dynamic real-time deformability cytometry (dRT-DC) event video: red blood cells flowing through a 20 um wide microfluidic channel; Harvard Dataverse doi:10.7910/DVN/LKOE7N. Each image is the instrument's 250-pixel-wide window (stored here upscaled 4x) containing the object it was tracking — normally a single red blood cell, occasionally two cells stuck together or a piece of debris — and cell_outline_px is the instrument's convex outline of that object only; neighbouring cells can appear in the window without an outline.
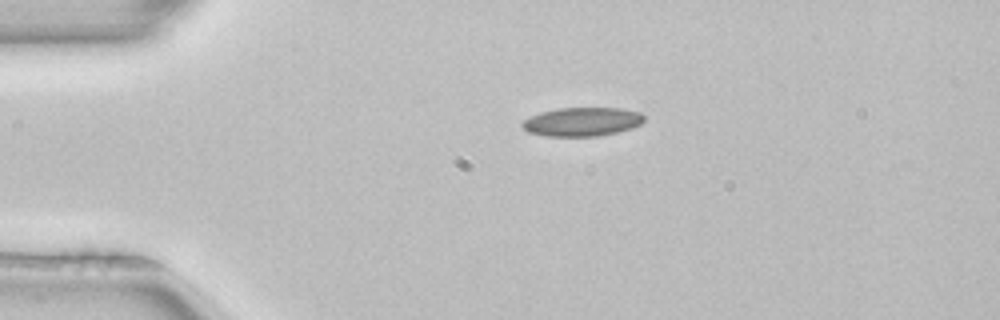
{"species": "common noctule bat (a hibernating species)", "species_latin": "Nyctalus noctula", "temperature_condition": "room temperature", "stored_images_in_passage": 5, "camera_frame_rate_fps": 3000, "um_per_image_px": 0.085, "animal": {"sex": "female", "body_mass_g": 22.7, "forearm_length_mm": 54.2}, "frame": {"image": 1, "passage_image": 5, "time_ms": 1.333, "image_size_px": [1000, 320], "cell_outline_px": [[644, 120], [640, 124], [632, 128], [616, 132], [596, 136], [544, 136], [528, 132], [520, 124], [524, 120], [540, 112], [556, 108], [624, 108], [640, 112], [644, 116]], "centroid_in_image_um": [49.48, 10.34], "position_along_channel_um": 35.5, "area_um2": 20.46}}